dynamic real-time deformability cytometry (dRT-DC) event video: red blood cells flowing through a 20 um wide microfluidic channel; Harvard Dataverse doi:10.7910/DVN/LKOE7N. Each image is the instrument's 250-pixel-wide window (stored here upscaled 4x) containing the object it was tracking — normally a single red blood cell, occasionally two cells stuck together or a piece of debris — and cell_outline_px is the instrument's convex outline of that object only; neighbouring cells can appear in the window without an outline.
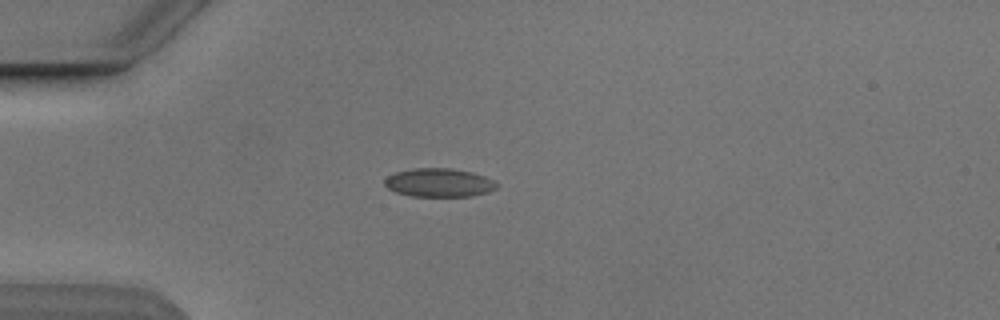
{"species": "Egyptian fruit bat (a non-hibernating species)", "species_latin": "Rousettus aegyptiacus", "temperature_condition": "cold", "stored_images_in_passage": 1, "camera_frame_rate_fps": 3000, "um_per_image_px": 0.085, "animal": {"sex": "male"}, "frame": {"image": 1, "passage_image": 1, "time_ms": 0.0, "image_size_px": [1000, 320], "cell_outline_px": [[496, 188], [488, 192], [472, 196], [412, 196], [396, 192], [388, 188], [384, 184], [384, 180], [388, 176], [396, 172], [412, 168], [452, 168], [472, 172], [484, 176], [492, 180], [496, 184]], "centroid_in_image_um": [37.3, 15.52], "position_along_channel_um": 47.7, "area_um2": 18.55}}